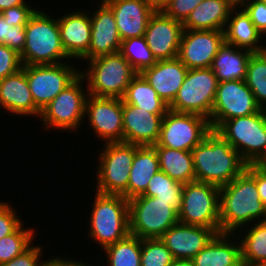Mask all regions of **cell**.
Wrapping results in <instances>:
<instances>
[{"label":"cell","mask_w":266,"mask_h":266,"mask_svg":"<svg viewBox=\"0 0 266 266\" xmlns=\"http://www.w3.org/2000/svg\"><path fill=\"white\" fill-rule=\"evenodd\" d=\"M219 221L220 233L231 234L254 221H266V206L246 170L220 188Z\"/></svg>","instance_id":"6da1fadb"},{"label":"cell","mask_w":266,"mask_h":266,"mask_svg":"<svg viewBox=\"0 0 266 266\" xmlns=\"http://www.w3.org/2000/svg\"><path fill=\"white\" fill-rule=\"evenodd\" d=\"M196 181L219 188L247 168L241 155L215 130L191 150Z\"/></svg>","instance_id":"7a4b0ae2"},{"label":"cell","mask_w":266,"mask_h":266,"mask_svg":"<svg viewBox=\"0 0 266 266\" xmlns=\"http://www.w3.org/2000/svg\"><path fill=\"white\" fill-rule=\"evenodd\" d=\"M65 59V61H64ZM22 65L58 64L72 60L63 49L57 17L37 10L25 27Z\"/></svg>","instance_id":"3957f363"},{"label":"cell","mask_w":266,"mask_h":266,"mask_svg":"<svg viewBox=\"0 0 266 266\" xmlns=\"http://www.w3.org/2000/svg\"><path fill=\"white\" fill-rule=\"evenodd\" d=\"M94 194L88 236L104 249L130 234L129 202L121 195Z\"/></svg>","instance_id":"277c9868"},{"label":"cell","mask_w":266,"mask_h":266,"mask_svg":"<svg viewBox=\"0 0 266 266\" xmlns=\"http://www.w3.org/2000/svg\"><path fill=\"white\" fill-rule=\"evenodd\" d=\"M128 202L130 234L140 239L160 238L179 222L182 199L163 201L156 197L136 196Z\"/></svg>","instance_id":"5b68a950"},{"label":"cell","mask_w":266,"mask_h":266,"mask_svg":"<svg viewBox=\"0 0 266 266\" xmlns=\"http://www.w3.org/2000/svg\"><path fill=\"white\" fill-rule=\"evenodd\" d=\"M88 69L80 70L90 95L122 98L131 80L138 74L118 52L87 61Z\"/></svg>","instance_id":"8992f818"},{"label":"cell","mask_w":266,"mask_h":266,"mask_svg":"<svg viewBox=\"0 0 266 266\" xmlns=\"http://www.w3.org/2000/svg\"><path fill=\"white\" fill-rule=\"evenodd\" d=\"M99 152L95 192L121 195L128 199V181L135 155V145L126 142H108Z\"/></svg>","instance_id":"52a82bcc"},{"label":"cell","mask_w":266,"mask_h":266,"mask_svg":"<svg viewBox=\"0 0 266 266\" xmlns=\"http://www.w3.org/2000/svg\"><path fill=\"white\" fill-rule=\"evenodd\" d=\"M248 165H255L266 152V109L225 121L217 130Z\"/></svg>","instance_id":"ba28073f"},{"label":"cell","mask_w":266,"mask_h":266,"mask_svg":"<svg viewBox=\"0 0 266 266\" xmlns=\"http://www.w3.org/2000/svg\"><path fill=\"white\" fill-rule=\"evenodd\" d=\"M84 82L85 79L79 75L41 111L39 118L45 131L55 128L74 132L86 121L85 108L89 92L87 85L86 90L82 86Z\"/></svg>","instance_id":"9c48e42d"},{"label":"cell","mask_w":266,"mask_h":266,"mask_svg":"<svg viewBox=\"0 0 266 266\" xmlns=\"http://www.w3.org/2000/svg\"><path fill=\"white\" fill-rule=\"evenodd\" d=\"M217 85V77L211 68L188 69L169 109L174 112L197 114L210 120Z\"/></svg>","instance_id":"30bf717a"},{"label":"cell","mask_w":266,"mask_h":266,"mask_svg":"<svg viewBox=\"0 0 266 266\" xmlns=\"http://www.w3.org/2000/svg\"><path fill=\"white\" fill-rule=\"evenodd\" d=\"M220 188L205 182L193 181L183 185L180 223L212 228L220 233Z\"/></svg>","instance_id":"8fae6325"},{"label":"cell","mask_w":266,"mask_h":266,"mask_svg":"<svg viewBox=\"0 0 266 266\" xmlns=\"http://www.w3.org/2000/svg\"><path fill=\"white\" fill-rule=\"evenodd\" d=\"M69 62L22 65L34 104L40 111L80 75V68Z\"/></svg>","instance_id":"7c38bea8"},{"label":"cell","mask_w":266,"mask_h":266,"mask_svg":"<svg viewBox=\"0 0 266 266\" xmlns=\"http://www.w3.org/2000/svg\"><path fill=\"white\" fill-rule=\"evenodd\" d=\"M212 131L203 116L168 110L161 123L160 137L153 147L190 151Z\"/></svg>","instance_id":"4fadbf2b"},{"label":"cell","mask_w":266,"mask_h":266,"mask_svg":"<svg viewBox=\"0 0 266 266\" xmlns=\"http://www.w3.org/2000/svg\"><path fill=\"white\" fill-rule=\"evenodd\" d=\"M260 110L245 80L218 82L209 122L212 130L216 131L227 120L249 116Z\"/></svg>","instance_id":"5bb4252c"},{"label":"cell","mask_w":266,"mask_h":266,"mask_svg":"<svg viewBox=\"0 0 266 266\" xmlns=\"http://www.w3.org/2000/svg\"><path fill=\"white\" fill-rule=\"evenodd\" d=\"M85 118L102 142H124L123 100L116 97L88 95ZM104 140V141H103Z\"/></svg>","instance_id":"9a60e30c"},{"label":"cell","mask_w":266,"mask_h":266,"mask_svg":"<svg viewBox=\"0 0 266 266\" xmlns=\"http://www.w3.org/2000/svg\"><path fill=\"white\" fill-rule=\"evenodd\" d=\"M224 42L223 30L184 29L177 58L188 69L211 68L213 60Z\"/></svg>","instance_id":"2e32d148"},{"label":"cell","mask_w":266,"mask_h":266,"mask_svg":"<svg viewBox=\"0 0 266 266\" xmlns=\"http://www.w3.org/2000/svg\"><path fill=\"white\" fill-rule=\"evenodd\" d=\"M183 31L182 22L167 16L162 10L151 15L144 37L156 61L178 56Z\"/></svg>","instance_id":"e0dca14e"},{"label":"cell","mask_w":266,"mask_h":266,"mask_svg":"<svg viewBox=\"0 0 266 266\" xmlns=\"http://www.w3.org/2000/svg\"><path fill=\"white\" fill-rule=\"evenodd\" d=\"M91 15V42L88 52L81 61H89L99 56L118 53L121 39L112 10L101 0Z\"/></svg>","instance_id":"ac0fdd59"},{"label":"cell","mask_w":266,"mask_h":266,"mask_svg":"<svg viewBox=\"0 0 266 266\" xmlns=\"http://www.w3.org/2000/svg\"><path fill=\"white\" fill-rule=\"evenodd\" d=\"M113 12L121 41L145 35L156 11L149 0H102Z\"/></svg>","instance_id":"d6986e66"},{"label":"cell","mask_w":266,"mask_h":266,"mask_svg":"<svg viewBox=\"0 0 266 266\" xmlns=\"http://www.w3.org/2000/svg\"><path fill=\"white\" fill-rule=\"evenodd\" d=\"M216 234L212 228L178 222L170 227L160 239L171 251L174 259L191 260Z\"/></svg>","instance_id":"ffe728a7"},{"label":"cell","mask_w":266,"mask_h":266,"mask_svg":"<svg viewBox=\"0 0 266 266\" xmlns=\"http://www.w3.org/2000/svg\"><path fill=\"white\" fill-rule=\"evenodd\" d=\"M165 114H152L123 102L124 142L138 146L156 145Z\"/></svg>","instance_id":"44dd1931"},{"label":"cell","mask_w":266,"mask_h":266,"mask_svg":"<svg viewBox=\"0 0 266 266\" xmlns=\"http://www.w3.org/2000/svg\"><path fill=\"white\" fill-rule=\"evenodd\" d=\"M70 12L57 18L61 43L72 60H80L88 52L91 42L90 10Z\"/></svg>","instance_id":"7402d4cb"},{"label":"cell","mask_w":266,"mask_h":266,"mask_svg":"<svg viewBox=\"0 0 266 266\" xmlns=\"http://www.w3.org/2000/svg\"><path fill=\"white\" fill-rule=\"evenodd\" d=\"M188 68L176 57L157 61L140 74L169 106L182 86Z\"/></svg>","instance_id":"603a6c76"},{"label":"cell","mask_w":266,"mask_h":266,"mask_svg":"<svg viewBox=\"0 0 266 266\" xmlns=\"http://www.w3.org/2000/svg\"><path fill=\"white\" fill-rule=\"evenodd\" d=\"M0 108L12 113V116L39 118L41 111L34 104L23 69L0 80Z\"/></svg>","instance_id":"cb8c5ba5"},{"label":"cell","mask_w":266,"mask_h":266,"mask_svg":"<svg viewBox=\"0 0 266 266\" xmlns=\"http://www.w3.org/2000/svg\"><path fill=\"white\" fill-rule=\"evenodd\" d=\"M225 42L235 47L260 53L266 50L263 35L256 29L247 13L236 5L230 12L224 29ZM265 45V46H264Z\"/></svg>","instance_id":"d4e9b609"},{"label":"cell","mask_w":266,"mask_h":266,"mask_svg":"<svg viewBox=\"0 0 266 266\" xmlns=\"http://www.w3.org/2000/svg\"><path fill=\"white\" fill-rule=\"evenodd\" d=\"M236 234L218 233L192 259L194 266H240L242 262L239 240ZM232 236V237H231ZM232 238V239H231ZM233 241V242H232ZM238 242V244H237Z\"/></svg>","instance_id":"484cf974"},{"label":"cell","mask_w":266,"mask_h":266,"mask_svg":"<svg viewBox=\"0 0 266 266\" xmlns=\"http://www.w3.org/2000/svg\"><path fill=\"white\" fill-rule=\"evenodd\" d=\"M232 0H203L182 23L185 30H223L231 10Z\"/></svg>","instance_id":"4316f807"},{"label":"cell","mask_w":266,"mask_h":266,"mask_svg":"<svg viewBox=\"0 0 266 266\" xmlns=\"http://www.w3.org/2000/svg\"><path fill=\"white\" fill-rule=\"evenodd\" d=\"M253 52L224 42L219 48L211 69L218 82L245 80Z\"/></svg>","instance_id":"83f0119b"},{"label":"cell","mask_w":266,"mask_h":266,"mask_svg":"<svg viewBox=\"0 0 266 266\" xmlns=\"http://www.w3.org/2000/svg\"><path fill=\"white\" fill-rule=\"evenodd\" d=\"M159 170V159L155 148L135 145V155L128 181V200L142 195L152 176Z\"/></svg>","instance_id":"f1b7e54d"},{"label":"cell","mask_w":266,"mask_h":266,"mask_svg":"<svg viewBox=\"0 0 266 266\" xmlns=\"http://www.w3.org/2000/svg\"><path fill=\"white\" fill-rule=\"evenodd\" d=\"M154 148L158 155L160 171L182 184L196 181L193 157L190 151L168 147Z\"/></svg>","instance_id":"f546056e"},{"label":"cell","mask_w":266,"mask_h":266,"mask_svg":"<svg viewBox=\"0 0 266 266\" xmlns=\"http://www.w3.org/2000/svg\"><path fill=\"white\" fill-rule=\"evenodd\" d=\"M122 100L125 104L136 106L152 114H166L169 110V106L139 73L129 83Z\"/></svg>","instance_id":"4dcf8cb0"},{"label":"cell","mask_w":266,"mask_h":266,"mask_svg":"<svg viewBox=\"0 0 266 266\" xmlns=\"http://www.w3.org/2000/svg\"><path fill=\"white\" fill-rule=\"evenodd\" d=\"M249 226L241 229L246 231H243V237L239 234L238 239L242 262L246 266H266V221L254 222Z\"/></svg>","instance_id":"1f68e13d"},{"label":"cell","mask_w":266,"mask_h":266,"mask_svg":"<svg viewBox=\"0 0 266 266\" xmlns=\"http://www.w3.org/2000/svg\"><path fill=\"white\" fill-rule=\"evenodd\" d=\"M107 266H141V239L129 234L124 239L106 246Z\"/></svg>","instance_id":"d6a6232c"},{"label":"cell","mask_w":266,"mask_h":266,"mask_svg":"<svg viewBox=\"0 0 266 266\" xmlns=\"http://www.w3.org/2000/svg\"><path fill=\"white\" fill-rule=\"evenodd\" d=\"M245 82L257 104L266 109V50L250 57Z\"/></svg>","instance_id":"836d02e7"},{"label":"cell","mask_w":266,"mask_h":266,"mask_svg":"<svg viewBox=\"0 0 266 266\" xmlns=\"http://www.w3.org/2000/svg\"><path fill=\"white\" fill-rule=\"evenodd\" d=\"M119 53L139 74L144 69L152 67L157 62L144 36L129 38L122 41Z\"/></svg>","instance_id":"e575fe53"},{"label":"cell","mask_w":266,"mask_h":266,"mask_svg":"<svg viewBox=\"0 0 266 266\" xmlns=\"http://www.w3.org/2000/svg\"><path fill=\"white\" fill-rule=\"evenodd\" d=\"M23 226L24 224L14 233L0 239V265L19 256L32 245L36 238L35 230Z\"/></svg>","instance_id":"d590c367"},{"label":"cell","mask_w":266,"mask_h":266,"mask_svg":"<svg viewBox=\"0 0 266 266\" xmlns=\"http://www.w3.org/2000/svg\"><path fill=\"white\" fill-rule=\"evenodd\" d=\"M183 185L159 170L150 179L145 192L139 196L156 197L163 201H174L175 199L183 198Z\"/></svg>","instance_id":"8d00e7d4"},{"label":"cell","mask_w":266,"mask_h":266,"mask_svg":"<svg viewBox=\"0 0 266 266\" xmlns=\"http://www.w3.org/2000/svg\"><path fill=\"white\" fill-rule=\"evenodd\" d=\"M171 251L160 238L141 239V266H171Z\"/></svg>","instance_id":"74e56055"},{"label":"cell","mask_w":266,"mask_h":266,"mask_svg":"<svg viewBox=\"0 0 266 266\" xmlns=\"http://www.w3.org/2000/svg\"><path fill=\"white\" fill-rule=\"evenodd\" d=\"M27 24L11 26V23L5 21L0 13V44H4L18 54L23 52L25 45V27Z\"/></svg>","instance_id":"f35d334b"},{"label":"cell","mask_w":266,"mask_h":266,"mask_svg":"<svg viewBox=\"0 0 266 266\" xmlns=\"http://www.w3.org/2000/svg\"><path fill=\"white\" fill-rule=\"evenodd\" d=\"M12 206L0 201V239L14 233L24 222Z\"/></svg>","instance_id":"ab89813d"},{"label":"cell","mask_w":266,"mask_h":266,"mask_svg":"<svg viewBox=\"0 0 266 266\" xmlns=\"http://www.w3.org/2000/svg\"><path fill=\"white\" fill-rule=\"evenodd\" d=\"M239 6L247 13L256 29L266 37V2L244 0Z\"/></svg>","instance_id":"60d3db41"},{"label":"cell","mask_w":266,"mask_h":266,"mask_svg":"<svg viewBox=\"0 0 266 266\" xmlns=\"http://www.w3.org/2000/svg\"><path fill=\"white\" fill-rule=\"evenodd\" d=\"M203 0H170L161 10L174 20L184 22Z\"/></svg>","instance_id":"b9f144b4"},{"label":"cell","mask_w":266,"mask_h":266,"mask_svg":"<svg viewBox=\"0 0 266 266\" xmlns=\"http://www.w3.org/2000/svg\"><path fill=\"white\" fill-rule=\"evenodd\" d=\"M22 69L20 54L4 44H0V80Z\"/></svg>","instance_id":"7bdbcfd3"},{"label":"cell","mask_w":266,"mask_h":266,"mask_svg":"<svg viewBox=\"0 0 266 266\" xmlns=\"http://www.w3.org/2000/svg\"><path fill=\"white\" fill-rule=\"evenodd\" d=\"M43 249L44 248H42L40 244H32L19 256L0 266H42L44 262V260L41 259L44 253Z\"/></svg>","instance_id":"ee69618b"},{"label":"cell","mask_w":266,"mask_h":266,"mask_svg":"<svg viewBox=\"0 0 266 266\" xmlns=\"http://www.w3.org/2000/svg\"><path fill=\"white\" fill-rule=\"evenodd\" d=\"M37 11L30 5H19L16 7L8 8L0 12L5 21L11 23V26H16L20 24H28L30 18Z\"/></svg>","instance_id":"f6af8a7d"},{"label":"cell","mask_w":266,"mask_h":266,"mask_svg":"<svg viewBox=\"0 0 266 266\" xmlns=\"http://www.w3.org/2000/svg\"><path fill=\"white\" fill-rule=\"evenodd\" d=\"M246 171L255 179L258 194L266 206V171L256 165H247Z\"/></svg>","instance_id":"bcb514c9"},{"label":"cell","mask_w":266,"mask_h":266,"mask_svg":"<svg viewBox=\"0 0 266 266\" xmlns=\"http://www.w3.org/2000/svg\"><path fill=\"white\" fill-rule=\"evenodd\" d=\"M52 258H48L46 260H44L43 265L42 266H89L88 264H86L85 262L83 263L82 260L79 262L77 261V259H67L65 257L62 258V256H50ZM92 266V264L90 265Z\"/></svg>","instance_id":"7dc6e473"},{"label":"cell","mask_w":266,"mask_h":266,"mask_svg":"<svg viewBox=\"0 0 266 266\" xmlns=\"http://www.w3.org/2000/svg\"><path fill=\"white\" fill-rule=\"evenodd\" d=\"M26 0H0V12L19 5H29Z\"/></svg>","instance_id":"c3c4849f"},{"label":"cell","mask_w":266,"mask_h":266,"mask_svg":"<svg viewBox=\"0 0 266 266\" xmlns=\"http://www.w3.org/2000/svg\"><path fill=\"white\" fill-rule=\"evenodd\" d=\"M171 266H194L191 260L174 259Z\"/></svg>","instance_id":"681fc988"},{"label":"cell","mask_w":266,"mask_h":266,"mask_svg":"<svg viewBox=\"0 0 266 266\" xmlns=\"http://www.w3.org/2000/svg\"><path fill=\"white\" fill-rule=\"evenodd\" d=\"M170 0H149L156 10H161Z\"/></svg>","instance_id":"f907efd6"},{"label":"cell","mask_w":266,"mask_h":266,"mask_svg":"<svg viewBox=\"0 0 266 266\" xmlns=\"http://www.w3.org/2000/svg\"><path fill=\"white\" fill-rule=\"evenodd\" d=\"M256 166H266V152L263 157L255 164Z\"/></svg>","instance_id":"816d5d0a"},{"label":"cell","mask_w":266,"mask_h":266,"mask_svg":"<svg viewBox=\"0 0 266 266\" xmlns=\"http://www.w3.org/2000/svg\"><path fill=\"white\" fill-rule=\"evenodd\" d=\"M236 5H239L241 2H243L244 0H232Z\"/></svg>","instance_id":"f5cc1de1"},{"label":"cell","mask_w":266,"mask_h":266,"mask_svg":"<svg viewBox=\"0 0 266 266\" xmlns=\"http://www.w3.org/2000/svg\"><path fill=\"white\" fill-rule=\"evenodd\" d=\"M258 167L266 171V166H258Z\"/></svg>","instance_id":"db71d44e"}]
</instances>
